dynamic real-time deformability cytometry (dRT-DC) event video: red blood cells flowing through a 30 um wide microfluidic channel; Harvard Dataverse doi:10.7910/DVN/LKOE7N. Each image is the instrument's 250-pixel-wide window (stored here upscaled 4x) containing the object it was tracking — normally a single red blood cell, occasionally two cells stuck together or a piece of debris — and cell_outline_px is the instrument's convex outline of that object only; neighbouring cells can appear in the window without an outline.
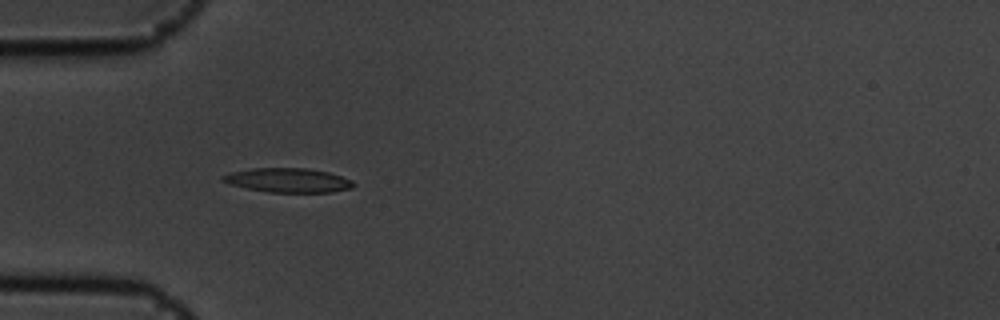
{"species": "common noctule bat (a hibernating species)", "species_latin": "Nyctalus noctula", "temperature_condition": "cold", "stored_images_in_passage": 12, "camera_frame_rate_fps": 3000, "um_per_image_px": 0.085, "animal": {"sex": "male", "body_mass_g": 19.5, "forearm_length_mm": 54.6}, "frame": {"image": 1, "passage_image": 5, "time_ms": 1.333, "image_size_px": [1000, 320], "cell_outline_px": [[356, 184], [352, 188], [332, 192], [268, 192], [248, 188], [232, 184], [220, 180], [220, 176], [232, 172], [252, 168], [308, 168], [328, 172], [352, 180]], "centroid_in_image_um": [24.5, 15.32], "position_along_channel_um": 60.5, "area_um2": 18.38}}
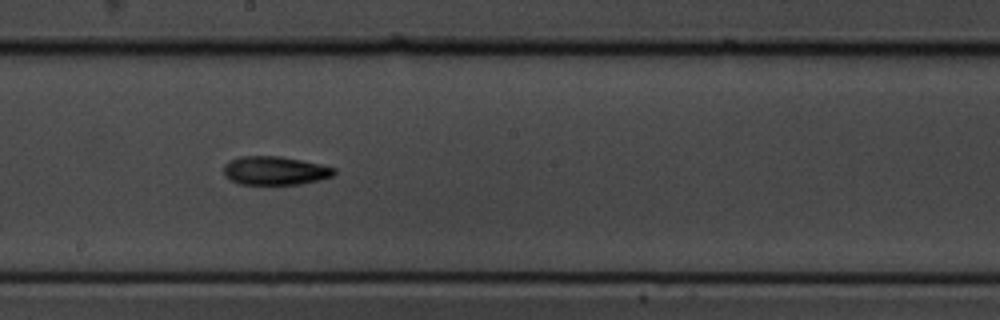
{"frame": {"image": 2, "passage_image": 9, "time_ms": 2.667, "image_size_px": [1000, 320], "cell_outline_px": [[336, 172], [332, 176], [320, 180], [300, 184], [240, 184], [232, 180], [224, 172], [224, 164], [240, 156], [280, 156], [320, 164], [336, 168]], "centroid_in_image_um": [23.41, 14.5], "position_along_channel_um": 224.8, "area_um2": 18.21}}
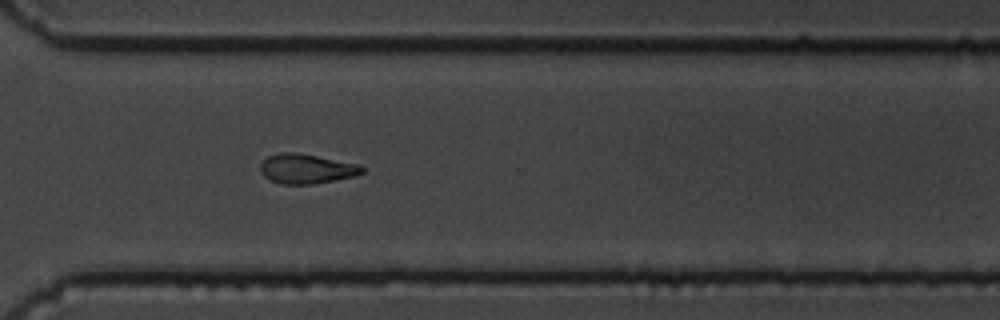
{"frame": {"image": 3, "passage_image": 12, "time_ms": 3.667, "image_size_px": [1000, 320], "cell_outline_px": [[364, 172], [356, 176], [316, 184], [280, 184], [264, 176], [260, 172], [260, 164], [268, 156], [280, 152], [296, 152], [360, 164], [364, 168]], "centroid_in_image_um": [26.07, 14.35], "position_along_channel_um": 344.5, "area_um2": 17.74}}